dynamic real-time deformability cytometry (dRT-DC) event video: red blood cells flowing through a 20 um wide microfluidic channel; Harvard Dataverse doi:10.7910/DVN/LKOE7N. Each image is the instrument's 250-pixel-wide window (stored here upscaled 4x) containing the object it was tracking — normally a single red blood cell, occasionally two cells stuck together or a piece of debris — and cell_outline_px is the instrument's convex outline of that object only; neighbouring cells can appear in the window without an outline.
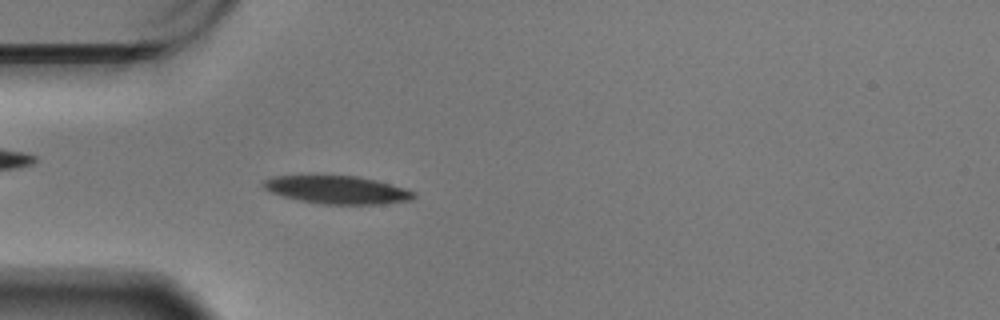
{"species": "Egyptian fruit bat (a non-hibernating species)", "species_latin": "Rousettus aegyptiacus", "temperature_condition": "warm", "stored_images_in_passage": 58, "camera_frame_rate_fps": 3000, "um_per_image_px": 0.085, "animal": {"sex": "male"}, "frame": {"image": 1, "passage_image": 17, "time_ms": 5.333, "image_size_px": [1000, 320], "cell_outline_px": [[416, 196], [408, 200], [380, 204], [324, 204], [296, 200], [280, 196], [264, 188], [260, 184], [264, 180], [272, 176], [360, 176], [376, 180], [404, 188], [416, 192]], "centroid_in_image_um": [28.62, 16.13], "position_along_channel_um": 56.4, "area_um2": 24.45}}
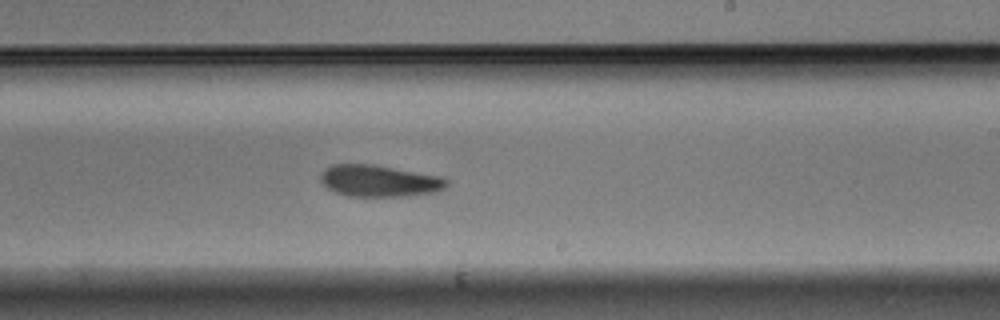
{"frame": {"image": 2, "passage_image": 35, "time_ms": 11.333, "image_size_px": [1000, 320], "cell_outline_px": [[448, 184], [444, 188], [436, 192], [408, 196], [348, 196], [336, 192], [328, 188], [320, 180], [320, 172], [324, 168], [332, 164], [376, 164], [444, 176], [448, 180]], "centroid_in_image_um": [32.26, 15.36], "position_along_channel_um": 256.7, "area_um2": 23.7}}
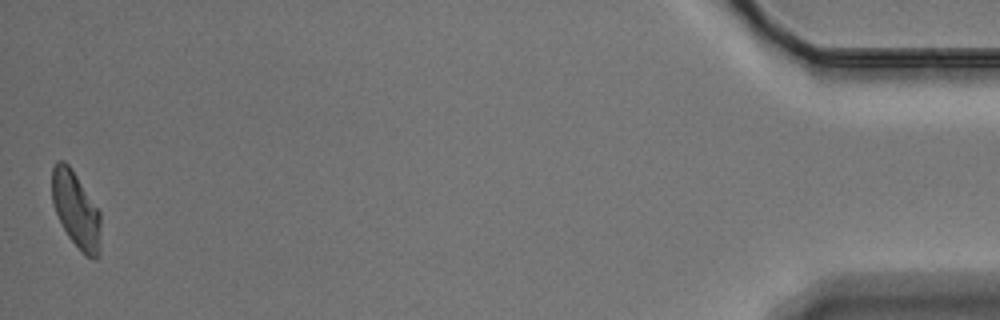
{"frame": {"image": 3, "passage_image": 58, "time_ms": 19.0, "image_size_px": [1000, 320], "cell_outline_px": [[100, 256], [96, 260], [84, 256], [68, 236], [56, 212], [52, 200], [52, 168], [56, 160], [64, 160], [68, 164], [100, 212]], "centroid_in_image_um": [6.47, 17.88], "position_along_channel_um": 428.7, "area_um2": 21.5}, "authors_computed_cell_mechanics": {"area_um2": 23.2067, "velocity_mm_per_s": 3.427, "shape_relaxation_time_tau1_ms": 7.136, "shape_relaxation_time_tau2_ms": 8.9628, "deformation_change_tau1": 0.1688, "deformation_change_tau2": 0.1859}}